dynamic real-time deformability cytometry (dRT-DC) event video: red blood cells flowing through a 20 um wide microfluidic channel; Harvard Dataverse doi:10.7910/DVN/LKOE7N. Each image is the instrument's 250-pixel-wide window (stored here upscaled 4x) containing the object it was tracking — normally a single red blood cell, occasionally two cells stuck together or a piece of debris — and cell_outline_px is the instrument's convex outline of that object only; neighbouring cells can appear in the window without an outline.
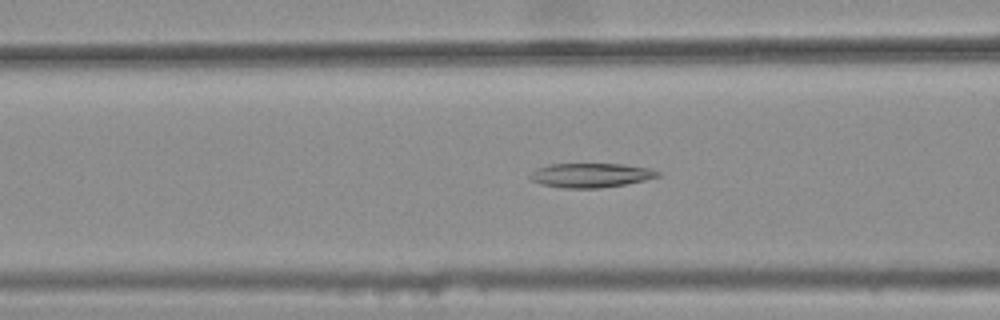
{"species": "common noctule bat (a hibernating species)", "species_latin": "Nyctalus noctula", "temperature_condition": "warm", "stored_images_in_passage": 44, "camera_frame_rate_fps": 3000, "um_per_image_px": 0.085, "animal": {"sex": "female", "body_mass_g": 25.1}, "frame": {"image": 1, "passage_image": 19, "time_ms": 6.0, "image_size_px": [1000, 320], "cell_outline_px": [[660, 176], [644, 180], [624, 184], [600, 188], [560, 188], [540, 184], [532, 180], [528, 176], [536, 168], [548, 164], [624, 164], [652, 168], [660, 172]], "centroid_in_image_um": [50.2, 14.89], "position_along_channel_um": 116.4, "area_um2": 18.21}}
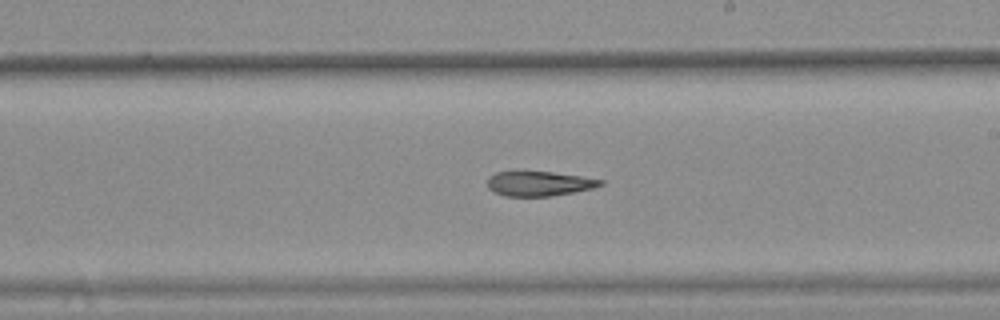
{"frame": {"image": 2, "passage_image": 29, "time_ms": 9.333, "image_size_px": [1000, 320], "cell_outline_px": [[604, 184], [592, 188], [552, 196], [504, 196], [488, 188], [488, 176], [496, 172], [552, 172], [580, 176], [604, 180]], "centroid_in_image_um": [45.82, 15.61], "position_along_channel_um": 243.2, "area_um2": 16.07}}
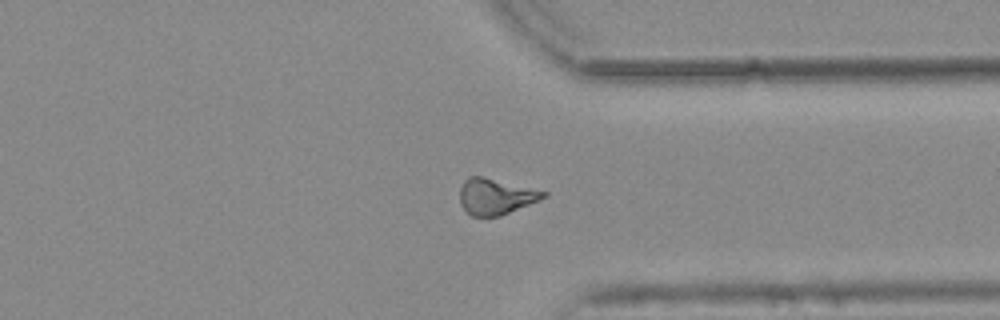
{"frame": {"image": 3, "passage_image": 39, "time_ms": 12.667, "image_size_px": [1000, 320], "cell_outline_px": [[548, 196], [500, 216], [472, 216], [460, 204], [460, 188], [464, 180], [468, 176], [484, 176], [548, 192]], "centroid_in_image_um": [42.12, 16.68], "position_along_channel_um": 369.3, "area_um2": 17.46}}